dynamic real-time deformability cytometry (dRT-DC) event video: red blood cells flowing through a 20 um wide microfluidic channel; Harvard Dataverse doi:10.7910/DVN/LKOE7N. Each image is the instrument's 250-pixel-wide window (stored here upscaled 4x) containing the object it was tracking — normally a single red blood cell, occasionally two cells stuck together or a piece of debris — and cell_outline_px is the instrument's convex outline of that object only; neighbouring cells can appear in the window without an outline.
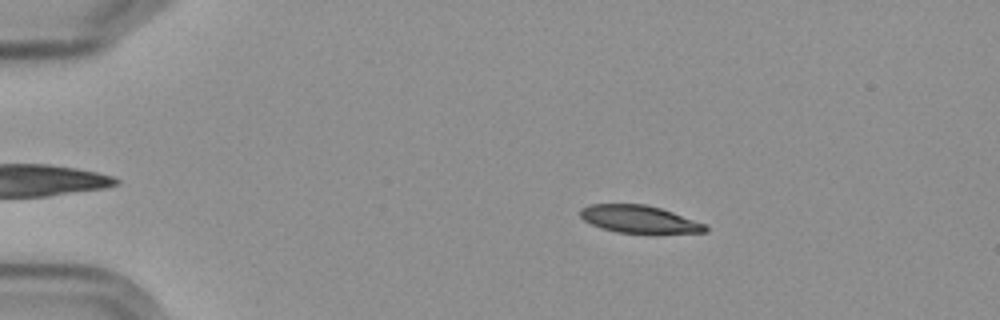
{"species": "Egyptian fruit bat (a non-hibernating species)", "species_latin": "Rousettus aegyptiacus", "temperature_condition": "cold", "stored_images_in_passage": 15, "camera_frame_rate_fps": 3000, "um_per_image_px": 0.085, "frame": {"image": 1, "passage_image": 3, "time_ms": 2.333, "image_size_px": [1000, 320], "cell_outline_px": [[708, 232], [616, 232], [592, 224], [584, 220], [580, 216], [580, 208], [588, 204], [644, 204], [660, 208], [708, 224]], "centroid_in_image_um": [54.33, 18.61], "position_along_channel_um": 30.7, "area_um2": 19.71}}
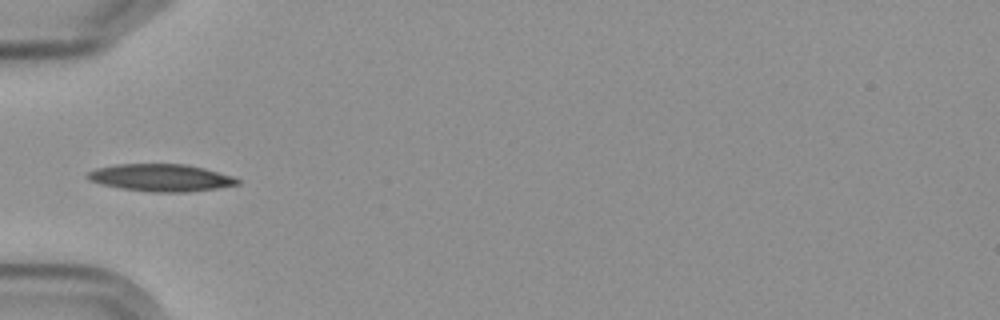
{"frame": {"image": 2, "passage_image": 5, "time_ms": 5.333, "image_size_px": [1000, 320], "cell_outline_px": [[240, 184], [216, 188], [188, 192], [152, 192], [120, 188], [88, 180], [84, 176], [88, 172], [96, 168], [116, 164], [184, 164], [204, 168], [232, 176], [240, 180]], "centroid_in_image_um": [13.66, 15.1], "position_along_channel_um": 71.3, "area_um2": 23.76}}
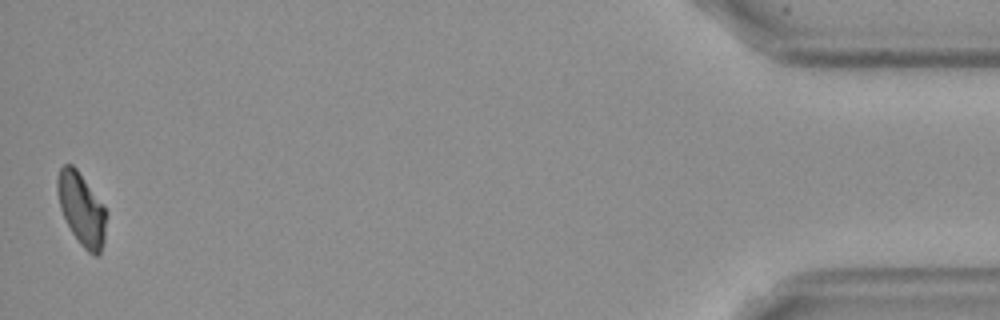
{"frame": {"image": 3, "passage_image": 15, "time_ms": 17.667, "image_size_px": [1000, 320], "cell_outline_px": [[108, 212], [104, 244], [100, 256], [96, 256], [88, 252], [80, 244], [72, 232], [60, 208], [56, 188], [56, 180], [60, 168], [64, 164], [72, 164], [76, 168]], "centroid_in_image_um": [6.95, 17.8], "position_along_channel_um": 428.2, "area_um2": 20.75}, "authors_computed_cell_mechanics": {"area_um2": 21.2126, "velocity_mm_per_s": 3.5681, "shape_relaxation_time_tau1_ms": null, "shape_relaxation_time_tau2_ms": 4.7957, "deformation_change_tau1": null, "deformation_change_tau2": 0.1072}}